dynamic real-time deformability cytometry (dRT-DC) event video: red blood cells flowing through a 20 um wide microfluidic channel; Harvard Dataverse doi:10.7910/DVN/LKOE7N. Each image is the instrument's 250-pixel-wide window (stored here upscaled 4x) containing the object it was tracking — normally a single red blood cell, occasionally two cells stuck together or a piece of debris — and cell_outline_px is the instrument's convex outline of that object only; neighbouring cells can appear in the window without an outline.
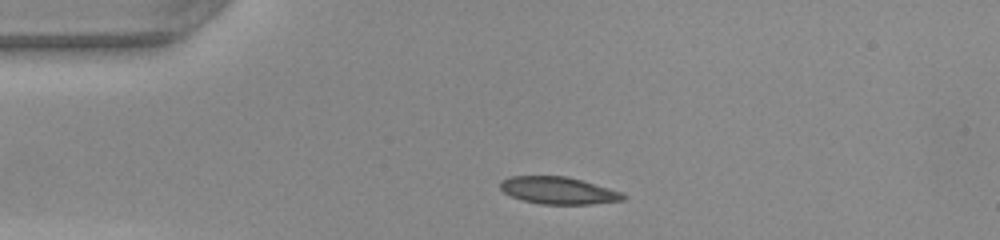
{"species": "common noctule bat (a hibernating species)", "species_latin": "Nyctalus noctula", "temperature_condition": "warm", "stored_images_in_passage": 23, "camera_frame_rate_fps": 3000, "um_per_image_px": 0.085, "animal": {"sex": "female", "body_mass_g": 22.0, "forearm_length_mm": 56.7}, "frame": {"image": 1, "passage_image": 1, "time_ms": 0.0, "image_size_px": [1000, 240], "cell_outline_px": [[628, 196], [624, 200], [588, 204], [540, 204], [520, 200], [504, 192], [500, 188], [500, 180], [508, 176], [568, 176], [624, 192]], "centroid_in_image_um": [47.47, 16.19], "position_along_channel_um": 37.5, "area_um2": 19.71}}
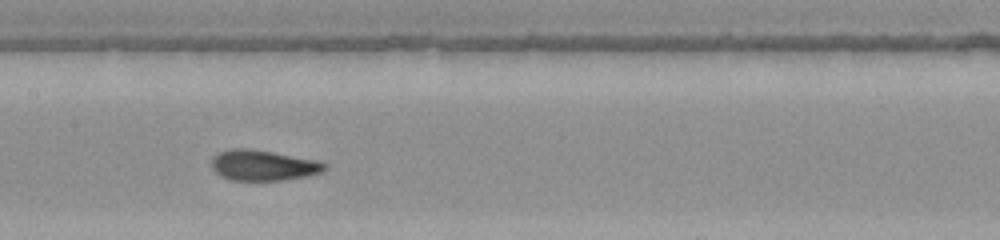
{"frame": {"image": 2, "passage_image": 14, "time_ms": 4.333, "image_size_px": [1000, 240], "cell_outline_px": [[328, 168], [320, 172], [304, 176], [284, 180], [232, 180], [220, 176], [212, 168], [212, 156], [220, 152], [232, 148], [248, 148], [272, 152], [316, 160], [328, 164]], "centroid_in_image_um": [22.35, 14.05], "position_along_channel_um": 185.0, "area_um2": 20.0}}
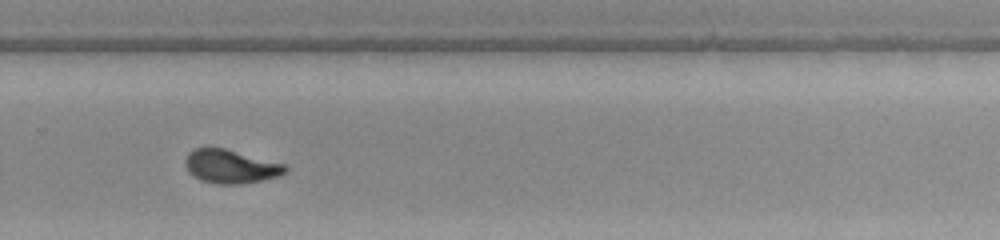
{"frame": {"image": 3, "passage_image": 23, "time_ms": 7.333, "image_size_px": [1000, 240], "cell_outline_px": [[288, 172], [280, 176], [264, 180], [240, 184], [216, 184], [200, 180], [192, 176], [188, 172], [184, 164], [184, 160], [188, 152], [196, 148], [224, 148], [288, 164]], "centroid_in_image_um": [19.64, 14.16], "position_along_channel_um": 310.2, "area_um2": 20.06}}